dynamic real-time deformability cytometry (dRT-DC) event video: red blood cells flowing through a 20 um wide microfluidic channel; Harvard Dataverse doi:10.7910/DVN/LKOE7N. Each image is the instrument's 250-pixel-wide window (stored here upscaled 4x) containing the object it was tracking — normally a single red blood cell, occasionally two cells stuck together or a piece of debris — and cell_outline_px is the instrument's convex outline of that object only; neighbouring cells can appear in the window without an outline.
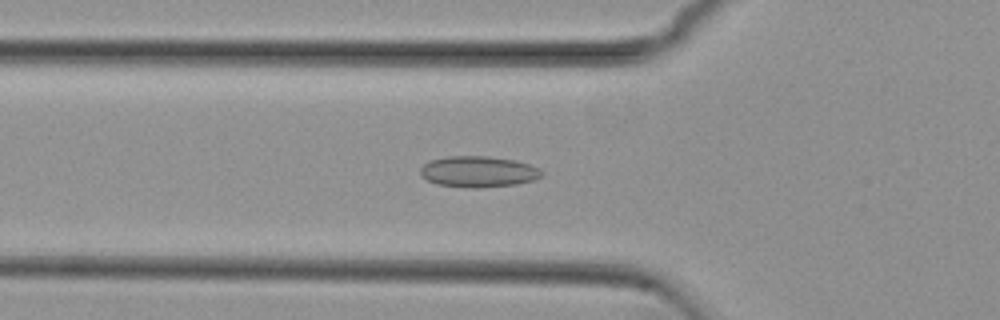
{"species": "common noctule bat (a hibernating species)", "species_latin": "Nyctalus noctula", "temperature_condition": "cold", "stored_images_in_passage": 49, "camera_frame_rate_fps": 3000, "um_per_image_px": 0.085, "animal": {"sex": "female", "body_mass_g": 29.2, "forearm_length_mm": 56.3}, "frame": {"image": 1, "passage_image": 18, "time_ms": 5.667, "image_size_px": [1000, 320], "cell_outline_px": [[544, 176], [532, 180], [516, 184], [476, 188], [468, 188], [436, 184], [420, 176], [420, 168], [428, 160], [448, 156], [488, 156], [516, 160], [540, 168], [544, 172]], "centroid_in_image_um": [40.65, 14.59], "position_along_channel_um": 85.1, "area_um2": 22.2}}
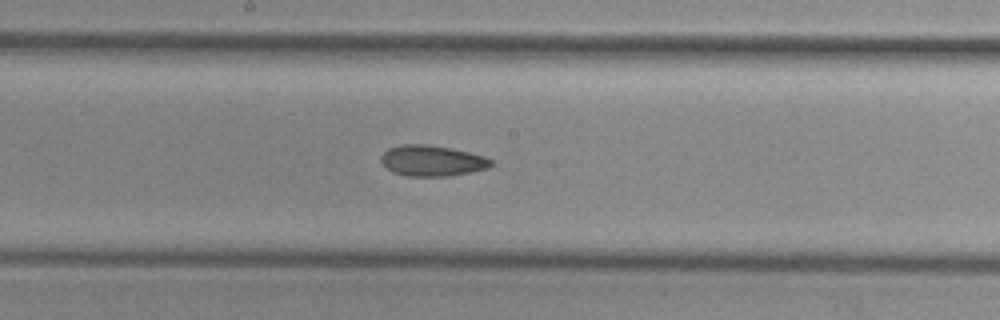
{"frame": {"image": 2, "passage_image": 28, "time_ms": 9.0, "image_size_px": [1000, 320], "cell_outline_px": [[496, 164], [488, 168], [448, 176], [408, 176], [392, 172], [380, 160], [380, 156], [388, 148], [400, 144], [424, 144], [448, 148], [468, 152], [484, 156], [492, 160]], "centroid_in_image_um": [36.72, 13.66], "position_along_channel_um": 211.5, "area_um2": 19.65}}
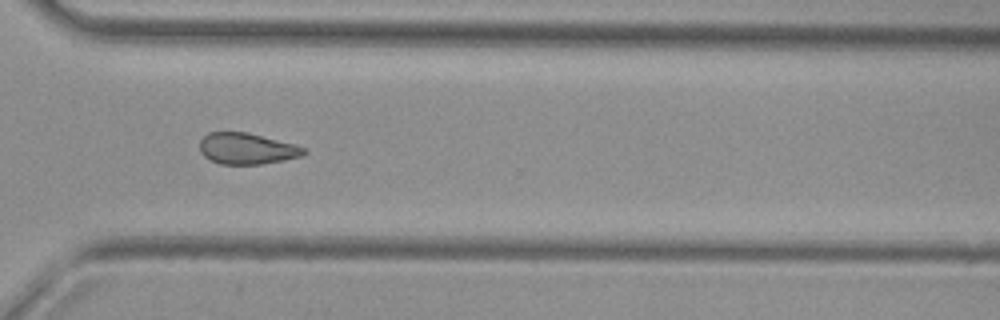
{"frame": {"image": 3, "passage_image": 39, "time_ms": 12.667, "image_size_px": [1000, 320], "cell_outline_px": [[308, 152], [300, 156], [284, 160], [264, 164], [220, 164], [204, 156], [200, 152], [200, 140], [208, 132], [248, 132], [296, 144], [304, 148]], "centroid_in_image_um": [20.99, 12.63], "position_along_channel_um": 349.6, "area_um2": 19.02}}